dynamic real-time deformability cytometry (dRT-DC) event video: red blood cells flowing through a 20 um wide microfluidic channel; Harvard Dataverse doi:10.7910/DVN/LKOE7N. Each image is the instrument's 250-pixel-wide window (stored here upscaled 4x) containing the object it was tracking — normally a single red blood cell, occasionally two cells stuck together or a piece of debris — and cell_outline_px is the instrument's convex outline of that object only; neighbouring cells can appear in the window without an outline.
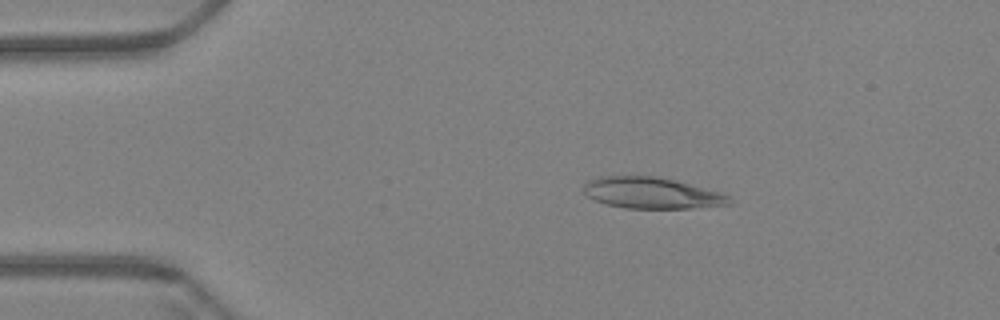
{"species": "Egyptian fruit bat (a non-hibernating species)", "species_latin": "Rousettus aegyptiacus", "temperature_condition": "warm", "stored_images_in_passage": 60, "camera_frame_rate_fps": 3000, "um_per_image_px": 0.085, "animal": {"sex": "female"}, "frame": {"image": 1, "passage_image": 11, "time_ms": 3.333, "image_size_px": [1000, 320], "cell_outline_px": [[732, 204], [692, 208], [624, 208], [608, 204], [596, 200], [588, 196], [584, 192], [584, 184], [588, 180], [600, 176], [656, 176], [676, 180], [720, 192], [728, 196]], "centroid_in_image_um": [55.39, 16.4], "position_along_channel_um": 29.6, "area_um2": 26.36}}
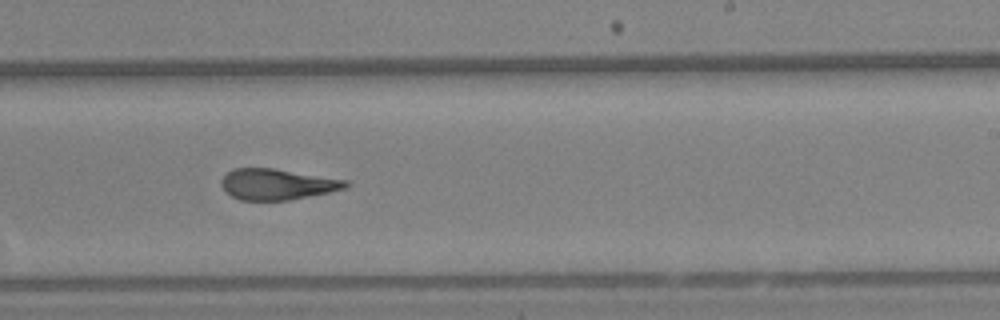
{"frame": {"image": 2, "passage_image": 37, "time_ms": 12.0, "image_size_px": [1000, 320], "cell_outline_px": [[352, 184], [344, 188], [328, 192], [288, 200], [240, 200], [232, 196], [220, 184], [220, 180], [232, 168], [272, 168], [348, 180]], "centroid_in_image_um": [23.55, 15.65], "position_along_channel_um": 265.4, "area_um2": 22.2}}
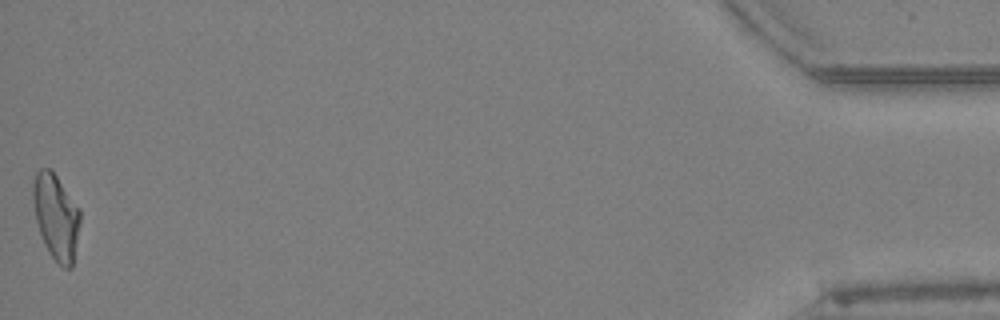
{"frame": {"image": 3, "passage_image": 60, "time_ms": 19.667, "image_size_px": [1000, 320], "cell_outline_px": [[80, 224], [72, 268], [64, 268], [48, 252], [44, 244], [36, 220], [32, 200], [32, 184], [36, 172], [40, 168], [52, 168], [80, 208]], "centroid_in_image_um": [4.76, 18.37], "position_along_channel_um": 430.4, "area_um2": 23.76}, "authors_computed_cell_mechanics": {"area_um2": 23.6691, "velocity_mm_per_s": 3.4014, "shape_relaxation_time_tau1_ms": null, "shape_relaxation_time_tau2_ms": 2.913, "deformation_change_tau1": null, "deformation_change_tau2": 0.1208}}